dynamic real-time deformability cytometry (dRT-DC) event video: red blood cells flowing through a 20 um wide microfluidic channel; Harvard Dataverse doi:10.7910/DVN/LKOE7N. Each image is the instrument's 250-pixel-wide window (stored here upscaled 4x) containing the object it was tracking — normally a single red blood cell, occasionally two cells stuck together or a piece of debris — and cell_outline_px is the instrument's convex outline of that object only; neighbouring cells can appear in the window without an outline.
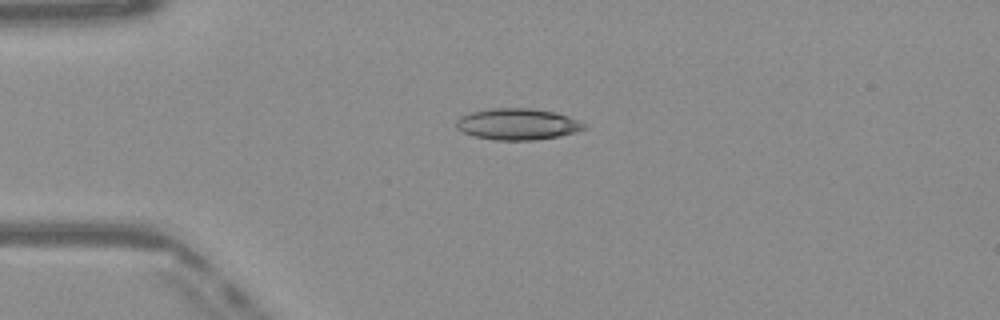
{"species": "Egyptian fruit bat (a non-hibernating species)", "species_latin": "Rousettus aegyptiacus", "temperature_condition": "warm", "stored_images_in_passage": 38, "camera_frame_rate_fps": 3000, "um_per_image_px": 0.085, "frame": {"image": 1, "passage_image": 1, "time_ms": 0.0, "image_size_px": [1000, 320], "cell_outline_px": [[588, 128], [576, 132], [560, 136], [536, 140], [496, 140], [476, 136], [464, 132], [456, 128], [456, 120], [460, 116], [472, 112], [492, 108], [528, 108], [556, 112], [568, 116], [584, 124]], "centroid_in_image_um": [44.0, 10.55], "position_along_channel_um": 41.0, "area_um2": 23.29}}
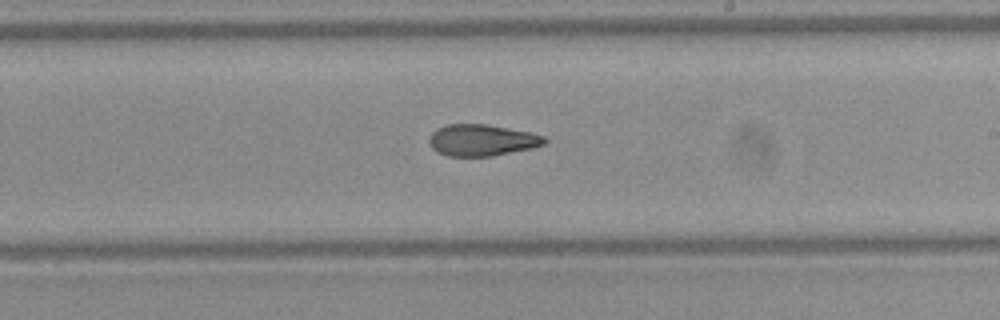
{"frame": {"image": 2, "passage_image": 18, "time_ms": 5.667, "image_size_px": [1000, 320], "cell_outline_px": [[548, 140], [544, 144], [532, 148], [492, 156], [448, 156], [436, 152], [432, 148], [428, 140], [432, 132], [436, 128], [444, 124], [484, 124], [532, 132], [544, 136]], "centroid_in_image_um": [40.94, 11.91], "position_along_channel_um": 248.1, "area_um2": 21.33}}
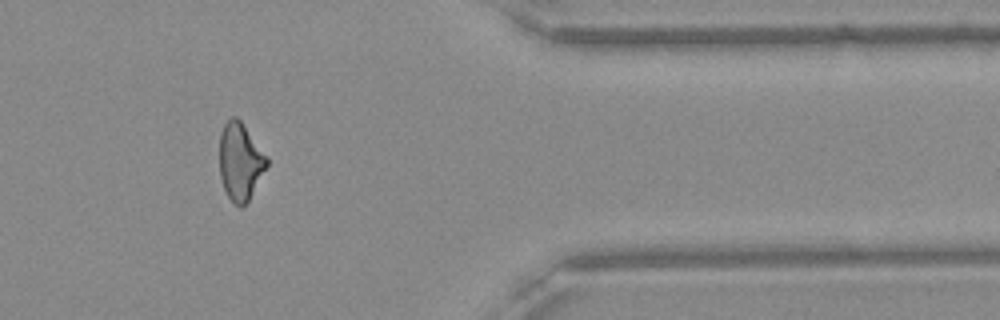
{"frame": {"image": 3, "passage_image": 30, "time_ms": 9.667, "image_size_px": [1000, 320], "cell_outline_px": [[268, 164], [248, 200], [240, 208], [228, 196], [224, 188], [220, 176], [220, 132], [224, 124], [232, 116], [236, 116], [240, 120], [268, 156]], "centroid_in_image_um": [20.42, 13.69], "position_along_channel_um": 391.0, "area_um2": 21.1}, "authors_computed_cell_mechanics": {"area_um2": 21.7906, "velocity_mm_per_s": 4.11, "shape_relaxation_time_tau1_ms": null, "shape_relaxation_time_tau2_ms": 3.7938, "deformation_change_tau1": null, "deformation_change_tau2": 0.1195}}